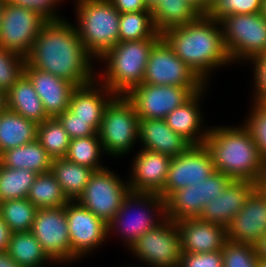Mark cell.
I'll return each mask as SVG.
<instances>
[{
    "label": "cell",
    "mask_w": 266,
    "mask_h": 267,
    "mask_svg": "<svg viewBox=\"0 0 266 267\" xmlns=\"http://www.w3.org/2000/svg\"><path fill=\"white\" fill-rule=\"evenodd\" d=\"M94 59L86 50L76 26L69 21L47 22L26 57L34 68L65 79L77 87L96 80Z\"/></svg>",
    "instance_id": "1"
},
{
    "label": "cell",
    "mask_w": 266,
    "mask_h": 267,
    "mask_svg": "<svg viewBox=\"0 0 266 267\" xmlns=\"http://www.w3.org/2000/svg\"><path fill=\"white\" fill-rule=\"evenodd\" d=\"M161 38L207 85L213 69L232 64L219 21L207 15L165 30Z\"/></svg>",
    "instance_id": "2"
},
{
    "label": "cell",
    "mask_w": 266,
    "mask_h": 267,
    "mask_svg": "<svg viewBox=\"0 0 266 267\" xmlns=\"http://www.w3.org/2000/svg\"><path fill=\"white\" fill-rule=\"evenodd\" d=\"M204 145L211 153L214 168L233 180L259 183L264 159L247 126L209 127Z\"/></svg>",
    "instance_id": "3"
},
{
    "label": "cell",
    "mask_w": 266,
    "mask_h": 267,
    "mask_svg": "<svg viewBox=\"0 0 266 267\" xmlns=\"http://www.w3.org/2000/svg\"><path fill=\"white\" fill-rule=\"evenodd\" d=\"M160 39L161 37H151L119 41L98 59L106 66L102 73H97V81L107 86L116 96H127L142 84L150 52Z\"/></svg>",
    "instance_id": "4"
},
{
    "label": "cell",
    "mask_w": 266,
    "mask_h": 267,
    "mask_svg": "<svg viewBox=\"0 0 266 267\" xmlns=\"http://www.w3.org/2000/svg\"><path fill=\"white\" fill-rule=\"evenodd\" d=\"M78 35L87 52L100 59L119 42L120 12L110 0H75Z\"/></svg>",
    "instance_id": "5"
},
{
    "label": "cell",
    "mask_w": 266,
    "mask_h": 267,
    "mask_svg": "<svg viewBox=\"0 0 266 267\" xmlns=\"http://www.w3.org/2000/svg\"><path fill=\"white\" fill-rule=\"evenodd\" d=\"M165 219V201L160 195L130 192L107 224L108 236L116 230L115 234L118 232L120 237L123 236L125 246L130 249L140 236Z\"/></svg>",
    "instance_id": "6"
},
{
    "label": "cell",
    "mask_w": 266,
    "mask_h": 267,
    "mask_svg": "<svg viewBox=\"0 0 266 267\" xmlns=\"http://www.w3.org/2000/svg\"><path fill=\"white\" fill-rule=\"evenodd\" d=\"M98 135L108 156L122 158L132 152L139 140V118L126 96H115L106 106Z\"/></svg>",
    "instance_id": "7"
},
{
    "label": "cell",
    "mask_w": 266,
    "mask_h": 267,
    "mask_svg": "<svg viewBox=\"0 0 266 267\" xmlns=\"http://www.w3.org/2000/svg\"><path fill=\"white\" fill-rule=\"evenodd\" d=\"M219 23L233 64L251 61L266 51V18L262 12L225 16Z\"/></svg>",
    "instance_id": "8"
},
{
    "label": "cell",
    "mask_w": 266,
    "mask_h": 267,
    "mask_svg": "<svg viewBox=\"0 0 266 267\" xmlns=\"http://www.w3.org/2000/svg\"><path fill=\"white\" fill-rule=\"evenodd\" d=\"M113 172L107 166L94 171L83 193L76 200L106 224L113 219L131 192L128 181Z\"/></svg>",
    "instance_id": "9"
},
{
    "label": "cell",
    "mask_w": 266,
    "mask_h": 267,
    "mask_svg": "<svg viewBox=\"0 0 266 267\" xmlns=\"http://www.w3.org/2000/svg\"><path fill=\"white\" fill-rule=\"evenodd\" d=\"M142 83L187 87L193 94L207 86L162 38L150 52Z\"/></svg>",
    "instance_id": "10"
},
{
    "label": "cell",
    "mask_w": 266,
    "mask_h": 267,
    "mask_svg": "<svg viewBox=\"0 0 266 267\" xmlns=\"http://www.w3.org/2000/svg\"><path fill=\"white\" fill-rule=\"evenodd\" d=\"M129 251L149 267H178L181 242L176 223L166 218L140 236Z\"/></svg>",
    "instance_id": "11"
},
{
    "label": "cell",
    "mask_w": 266,
    "mask_h": 267,
    "mask_svg": "<svg viewBox=\"0 0 266 267\" xmlns=\"http://www.w3.org/2000/svg\"><path fill=\"white\" fill-rule=\"evenodd\" d=\"M233 181L231 177L215 171L207 179L173 192L165 200L166 218L174 222L199 218L204 205L220 195Z\"/></svg>",
    "instance_id": "12"
},
{
    "label": "cell",
    "mask_w": 266,
    "mask_h": 267,
    "mask_svg": "<svg viewBox=\"0 0 266 267\" xmlns=\"http://www.w3.org/2000/svg\"><path fill=\"white\" fill-rule=\"evenodd\" d=\"M31 233L56 264L79 260L71 252L65 206L38 209Z\"/></svg>",
    "instance_id": "13"
},
{
    "label": "cell",
    "mask_w": 266,
    "mask_h": 267,
    "mask_svg": "<svg viewBox=\"0 0 266 267\" xmlns=\"http://www.w3.org/2000/svg\"><path fill=\"white\" fill-rule=\"evenodd\" d=\"M46 23L36 12L5 2L0 20V47L26 58Z\"/></svg>",
    "instance_id": "14"
},
{
    "label": "cell",
    "mask_w": 266,
    "mask_h": 267,
    "mask_svg": "<svg viewBox=\"0 0 266 267\" xmlns=\"http://www.w3.org/2000/svg\"><path fill=\"white\" fill-rule=\"evenodd\" d=\"M216 170L210 151L204 145H191L185 152L172 157L164 189L158 194L164 201L175 191L202 182Z\"/></svg>",
    "instance_id": "15"
},
{
    "label": "cell",
    "mask_w": 266,
    "mask_h": 267,
    "mask_svg": "<svg viewBox=\"0 0 266 267\" xmlns=\"http://www.w3.org/2000/svg\"><path fill=\"white\" fill-rule=\"evenodd\" d=\"M71 252L80 260L108 239V226L77 201L65 205ZM82 257V258H81Z\"/></svg>",
    "instance_id": "16"
},
{
    "label": "cell",
    "mask_w": 266,
    "mask_h": 267,
    "mask_svg": "<svg viewBox=\"0 0 266 267\" xmlns=\"http://www.w3.org/2000/svg\"><path fill=\"white\" fill-rule=\"evenodd\" d=\"M192 95L187 87L142 83L126 97L135 106L139 119H165Z\"/></svg>",
    "instance_id": "17"
},
{
    "label": "cell",
    "mask_w": 266,
    "mask_h": 267,
    "mask_svg": "<svg viewBox=\"0 0 266 267\" xmlns=\"http://www.w3.org/2000/svg\"><path fill=\"white\" fill-rule=\"evenodd\" d=\"M266 234V193L257 187L226 226L227 241L256 245Z\"/></svg>",
    "instance_id": "18"
},
{
    "label": "cell",
    "mask_w": 266,
    "mask_h": 267,
    "mask_svg": "<svg viewBox=\"0 0 266 267\" xmlns=\"http://www.w3.org/2000/svg\"><path fill=\"white\" fill-rule=\"evenodd\" d=\"M136 154L128 178L131 192L159 194L166 184L172 157L141 148Z\"/></svg>",
    "instance_id": "19"
},
{
    "label": "cell",
    "mask_w": 266,
    "mask_h": 267,
    "mask_svg": "<svg viewBox=\"0 0 266 267\" xmlns=\"http://www.w3.org/2000/svg\"><path fill=\"white\" fill-rule=\"evenodd\" d=\"M24 74L32 82L49 118H56L68 109L76 85L49 72L31 67L27 62L24 65Z\"/></svg>",
    "instance_id": "20"
},
{
    "label": "cell",
    "mask_w": 266,
    "mask_h": 267,
    "mask_svg": "<svg viewBox=\"0 0 266 267\" xmlns=\"http://www.w3.org/2000/svg\"><path fill=\"white\" fill-rule=\"evenodd\" d=\"M180 234L181 253H206L222 250L227 242L226 227L199 218L175 222Z\"/></svg>",
    "instance_id": "21"
},
{
    "label": "cell",
    "mask_w": 266,
    "mask_h": 267,
    "mask_svg": "<svg viewBox=\"0 0 266 267\" xmlns=\"http://www.w3.org/2000/svg\"><path fill=\"white\" fill-rule=\"evenodd\" d=\"M257 187L251 181L233 180L220 195L204 205L199 219L226 227Z\"/></svg>",
    "instance_id": "22"
},
{
    "label": "cell",
    "mask_w": 266,
    "mask_h": 267,
    "mask_svg": "<svg viewBox=\"0 0 266 267\" xmlns=\"http://www.w3.org/2000/svg\"><path fill=\"white\" fill-rule=\"evenodd\" d=\"M142 149L176 157L192 144L175 133L165 119H139V140Z\"/></svg>",
    "instance_id": "23"
},
{
    "label": "cell",
    "mask_w": 266,
    "mask_h": 267,
    "mask_svg": "<svg viewBox=\"0 0 266 267\" xmlns=\"http://www.w3.org/2000/svg\"><path fill=\"white\" fill-rule=\"evenodd\" d=\"M207 87L208 85L203 90L194 93L165 118L167 125L192 145L204 144L209 132V127L206 129L205 125L202 124L204 118L200 109L201 97H203V93L205 94Z\"/></svg>",
    "instance_id": "24"
},
{
    "label": "cell",
    "mask_w": 266,
    "mask_h": 267,
    "mask_svg": "<svg viewBox=\"0 0 266 267\" xmlns=\"http://www.w3.org/2000/svg\"><path fill=\"white\" fill-rule=\"evenodd\" d=\"M115 96L96 79L86 86L76 87L68 109L82 120H102L106 106Z\"/></svg>",
    "instance_id": "25"
},
{
    "label": "cell",
    "mask_w": 266,
    "mask_h": 267,
    "mask_svg": "<svg viewBox=\"0 0 266 267\" xmlns=\"http://www.w3.org/2000/svg\"><path fill=\"white\" fill-rule=\"evenodd\" d=\"M6 105L7 109L33 121L37 125L49 119L32 82L25 74H22L6 92Z\"/></svg>",
    "instance_id": "26"
},
{
    "label": "cell",
    "mask_w": 266,
    "mask_h": 267,
    "mask_svg": "<svg viewBox=\"0 0 266 267\" xmlns=\"http://www.w3.org/2000/svg\"><path fill=\"white\" fill-rule=\"evenodd\" d=\"M36 139V123L7 108L0 112V155Z\"/></svg>",
    "instance_id": "27"
},
{
    "label": "cell",
    "mask_w": 266,
    "mask_h": 267,
    "mask_svg": "<svg viewBox=\"0 0 266 267\" xmlns=\"http://www.w3.org/2000/svg\"><path fill=\"white\" fill-rule=\"evenodd\" d=\"M52 162V157L37 139L0 155V163L3 166L14 169L24 168L37 174L49 172Z\"/></svg>",
    "instance_id": "28"
},
{
    "label": "cell",
    "mask_w": 266,
    "mask_h": 267,
    "mask_svg": "<svg viewBox=\"0 0 266 267\" xmlns=\"http://www.w3.org/2000/svg\"><path fill=\"white\" fill-rule=\"evenodd\" d=\"M150 12L160 34L191 23L201 15L187 0H159Z\"/></svg>",
    "instance_id": "29"
},
{
    "label": "cell",
    "mask_w": 266,
    "mask_h": 267,
    "mask_svg": "<svg viewBox=\"0 0 266 267\" xmlns=\"http://www.w3.org/2000/svg\"><path fill=\"white\" fill-rule=\"evenodd\" d=\"M50 171L70 201H76L83 193L94 172L87 166L70 162L65 158L53 159Z\"/></svg>",
    "instance_id": "30"
},
{
    "label": "cell",
    "mask_w": 266,
    "mask_h": 267,
    "mask_svg": "<svg viewBox=\"0 0 266 267\" xmlns=\"http://www.w3.org/2000/svg\"><path fill=\"white\" fill-rule=\"evenodd\" d=\"M7 253L22 267H43L55 262L42 248L31 231L12 233Z\"/></svg>",
    "instance_id": "31"
},
{
    "label": "cell",
    "mask_w": 266,
    "mask_h": 267,
    "mask_svg": "<svg viewBox=\"0 0 266 267\" xmlns=\"http://www.w3.org/2000/svg\"><path fill=\"white\" fill-rule=\"evenodd\" d=\"M26 198L38 209L65 206L70 201L51 171L37 175Z\"/></svg>",
    "instance_id": "32"
},
{
    "label": "cell",
    "mask_w": 266,
    "mask_h": 267,
    "mask_svg": "<svg viewBox=\"0 0 266 267\" xmlns=\"http://www.w3.org/2000/svg\"><path fill=\"white\" fill-rule=\"evenodd\" d=\"M37 173L24 168H8L0 163V203L26 198Z\"/></svg>",
    "instance_id": "33"
},
{
    "label": "cell",
    "mask_w": 266,
    "mask_h": 267,
    "mask_svg": "<svg viewBox=\"0 0 266 267\" xmlns=\"http://www.w3.org/2000/svg\"><path fill=\"white\" fill-rule=\"evenodd\" d=\"M104 150L99 135L71 139L65 159L94 171L105 168L100 162Z\"/></svg>",
    "instance_id": "34"
},
{
    "label": "cell",
    "mask_w": 266,
    "mask_h": 267,
    "mask_svg": "<svg viewBox=\"0 0 266 267\" xmlns=\"http://www.w3.org/2000/svg\"><path fill=\"white\" fill-rule=\"evenodd\" d=\"M37 211L27 198L0 203V216L12 233L31 231Z\"/></svg>",
    "instance_id": "35"
},
{
    "label": "cell",
    "mask_w": 266,
    "mask_h": 267,
    "mask_svg": "<svg viewBox=\"0 0 266 267\" xmlns=\"http://www.w3.org/2000/svg\"><path fill=\"white\" fill-rule=\"evenodd\" d=\"M161 37L150 11L120 13L119 41H131Z\"/></svg>",
    "instance_id": "36"
},
{
    "label": "cell",
    "mask_w": 266,
    "mask_h": 267,
    "mask_svg": "<svg viewBox=\"0 0 266 267\" xmlns=\"http://www.w3.org/2000/svg\"><path fill=\"white\" fill-rule=\"evenodd\" d=\"M37 140L52 159L64 158L71 141L56 118H49L37 125Z\"/></svg>",
    "instance_id": "37"
},
{
    "label": "cell",
    "mask_w": 266,
    "mask_h": 267,
    "mask_svg": "<svg viewBox=\"0 0 266 267\" xmlns=\"http://www.w3.org/2000/svg\"><path fill=\"white\" fill-rule=\"evenodd\" d=\"M263 2L264 0H213L206 15L220 21L229 15L262 12Z\"/></svg>",
    "instance_id": "38"
},
{
    "label": "cell",
    "mask_w": 266,
    "mask_h": 267,
    "mask_svg": "<svg viewBox=\"0 0 266 267\" xmlns=\"http://www.w3.org/2000/svg\"><path fill=\"white\" fill-rule=\"evenodd\" d=\"M222 254L223 267H259L255 245L227 241Z\"/></svg>",
    "instance_id": "39"
},
{
    "label": "cell",
    "mask_w": 266,
    "mask_h": 267,
    "mask_svg": "<svg viewBox=\"0 0 266 267\" xmlns=\"http://www.w3.org/2000/svg\"><path fill=\"white\" fill-rule=\"evenodd\" d=\"M26 58L0 47V89L7 92L24 74Z\"/></svg>",
    "instance_id": "40"
},
{
    "label": "cell",
    "mask_w": 266,
    "mask_h": 267,
    "mask_svg": "<svg viewBox=\"0 0 266 267\" xmlns=\"http://www.w3.org/2000/svg\"><path fill=\"white\" fill-rule=\"evenodd\" d=\"M248 119L244 122L250 130L253 139L263 159H266V103H253Z\"/></svg>",
    "instance_id": "41"
},
{
    "label": "cell",
    "mask_w": 266,
    "mask_h": 267,
    "mask_svg": "<svg viewBox=\"0 0 266 267\" xmlns=\"http://www.w3.org/2000/svg\"><path fill=\"white\" fill-rule=\"evenodd\" d=\"M56 119L60 122L70 139L97 135L102 120H82L67 109Z\"/></svg>",
    "instance_id": "42"
},
{
    "label": "cell",
    "mask_w": 266,
    "mask_h": 267,
    "mask_svg": "<svg viewBox=\"0 0 266 267\" xmlns=\"http://www.w3.org/2000/svg\"><path fill=\"white\" fill-rule=\"evenodd\" d=\"M63 0H5V2L18 7H24L39 14L47 22L66 20L57 13L56 7ZM59 2V3H58Z\"/></svg>",
    "instance_id": "43"
},
{
    "label": "cell",
    "mask_w": 266,
    "mask_h": 267,
    "mask_svg": "<svg viewBox=\"0 0 266 267\" xmlns=\"http://www.w3.org/2000/svg\"><path fill=\"white\" fill-rule=\"evenodd\" d=\"M178 267H223L222 250L206 253H181Z\"/></svg>",
    "instance_id": "44"
},
{
    "label": "cell",
    "mask_w": 266,
    "mask_h": 267,
    "mask_svg": "<svg viewBox=\"0 0 266 267\" xmlns=\"http://www.w3.org/2000/svg\"><path fill=\"white\" fill-rule=\"evenodd\" d=\"M248 62L254 67L252 68L254 76L252 103H266V51Z\"/></svg>",
    "instance_id": "45"
},
{
    "label": "cell",
    "mask_w": 266,
    "mask_h": 267,
    "mask_svg": "<svg viewBox=\"0 0 266 267\" xmlns=\"http://www.w3.org/2000/svg\"><path fill=\"white\" fill-rule=\"evenodd\" d=\"M110 2L120 13L150 11L143 0H110Z\"/></svg>",
    "instance_id": "46"
},
{
    "label": "cell",
    "mask_w": 266,
    "mask_h": 267,
    "mask_svg": "<svg viewBox=\"0 0 266 267\" xmlns=\"http://www.w3.org/2000/svg\"><path fill=\"white\" fill-rule=\"evenodd\" d=\"M12 232L0 216V251H6L10 243Z\"/></svg>",
    "instance_id": "47"
},
{
    "label": "cell",
    "mask_w": 266,
    "mask_h": 267,
    "mask_svg": "<svg viewBox=\"0 0 266 267\" xmlns=\"http://www.w3.org/2000/svg\"><path fill=\"white\" fill-rule=\"evenodd\" d=\"M201 15L209 11L210 3L207 0H187Z\"/></svg>",
    "instance_id": "48"
},
{
    "label": "cell",
    "mask_w": 266,
    "mask_h": 267,
    "mask_svg": "<svg viewBox=\"0 0 266 267\" xmlns=\"http://www.w3.org/2000/svg\"><path fill=\"white\" fill-rule=\"evenodd\" d=\"M0 267H22L14 261L7 251H0Z\"/></svg>",
    "instance_id": "49"
},
{
    "label": "cell",
    "mask_w": 266,
    "mask_h": 267,
    "mask_svg": "<svg viewBox=\"0 0 266 267\" xmlns=\"http://www.w3.org/2000/svg\"><path fill=\"white\" fill-rule=\"evenodd\" d=\"M256 255L259 259L266 261V234L255 245Z\"/></svg>",
    "instance_id": "50"
},
{
    "label": "cell",
    "mask_w": 266,
    "mask_h": 267,
    "mask_svg": "<svg viewBox=\"0 0 266 267\" xmlns=\"http://www.w3.org/2000/svg\"><path fill=\"white\" fill-rule=\"evenodd\" d=\"M258 187L266 193V159H264L263 173H262L261 180L258 183Z\"/></svg>",
    "instance_id": "51"
},
{
    "label": "cell",
    "mask_w": 266,
    "mask_h": 267,
    "mask_svg": "<svg viewBox=\"0 0 266 267\" xmlns=\"http://www.w3.org/2000/svg\"><path fill=\"white\" fill-rule=\"evenodd\" d=\"M6 108V92L3 89H0V112L5 110Z\"/></svg>",
    "instance_id": "52"
},
{
    "label": "cell",
    "mask_w": 266,
    "mask_h": 267,
    "mask_svg": "<svg viewBox=\"0 0 266 267\" xmlns=\"http://www.w3.org/2000/svg\"><path fill=\"white\" fill-rule=\"evenodd\" d=\"M143 1L145 3L146 8L151 11L156 6L159 0H143Z\"/></svg>",
    "instance_id": "53"
},
{
    "label": "cell",
    "mask_w": 266,
    "mask_h": 267,
    "mask_svg": "<svg viewBox=\"0 0 266 267\" xmlns=\"http://www.w3.org/2000/svg\"><path fill=\"white\" fill-rule=\"evenodd\" d=\"M4 4H5V0H0V20L2 17Z\"/></svg>",
    "instance_id": "54"
},
{
    "label": "cell",
    "mask_w": 266,
    "mask_h": 267,
    "mask_svg": "<svg viewBox=\"0 0 266 267\" xmlns=\"http://www.w3.org/2000/svg\"><path fill=\"white\" fill-rule=\"evenodd\" d=\"M262 13H263V16L266 18V0H264V2H263V11H262Z\"/></svg>",
    "instance_id": "55"
},
{
    "label": "cell",
    "mask_w": 266,
    "mask_h": 267,
    "mask_svg": "<svg viewBox=\"0 0 266 267\" xmlns=\"http://www.w3.org/2000/svg\"><path fill=\"white\" fill-rule=\"evenodd\" d=\"M259 267H266V261L259 259Z\"/></svg>",
    "instance_id": "56"
}]
</instances>
